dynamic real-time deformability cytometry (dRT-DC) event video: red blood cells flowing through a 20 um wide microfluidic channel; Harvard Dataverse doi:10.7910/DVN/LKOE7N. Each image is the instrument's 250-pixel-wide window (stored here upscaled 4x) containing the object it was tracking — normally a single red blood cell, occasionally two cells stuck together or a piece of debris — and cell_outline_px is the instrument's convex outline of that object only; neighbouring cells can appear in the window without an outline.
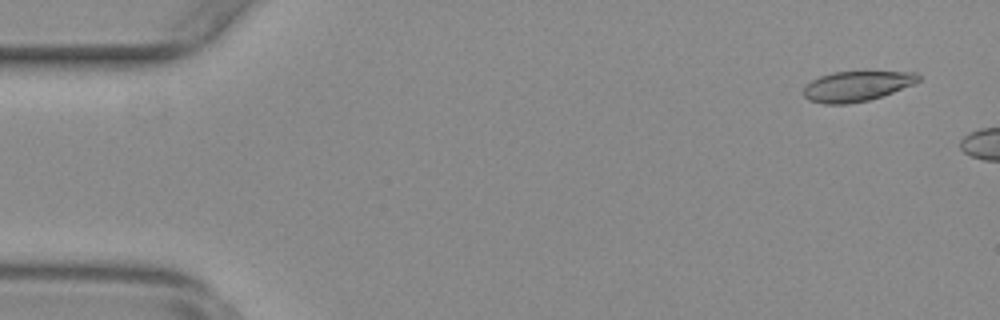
{"species": "common noctule bat (a hibernating species)", "species_latin": "Nyctalus noctula", "temperature_condition": "warm", "stored_images_in_passage": 7, "camera_frame_rate_fps": 3000, "um_per_image_px": 0.085, "animal": {"sex": "female", "body_mass_g": 29.2, "forearm_length_mm": 56.3}, "frame": {"image": 1, "passage_image": 3, "time_ms": 0.667, "image_size_px": [1000, 320], "cell_outline_px": [[920, 80], [912, 84], [892, 92], [868, 100], [848, 104], [824, 104], [808, 100], [804, 96], [804, 84], [820, 76], [832, 72], [916, 72], [920, 76]], "centroid_in_image_um": [72.76, 7.33], "position_along_channel_um": 12.2, "area_um2": 20.0}}